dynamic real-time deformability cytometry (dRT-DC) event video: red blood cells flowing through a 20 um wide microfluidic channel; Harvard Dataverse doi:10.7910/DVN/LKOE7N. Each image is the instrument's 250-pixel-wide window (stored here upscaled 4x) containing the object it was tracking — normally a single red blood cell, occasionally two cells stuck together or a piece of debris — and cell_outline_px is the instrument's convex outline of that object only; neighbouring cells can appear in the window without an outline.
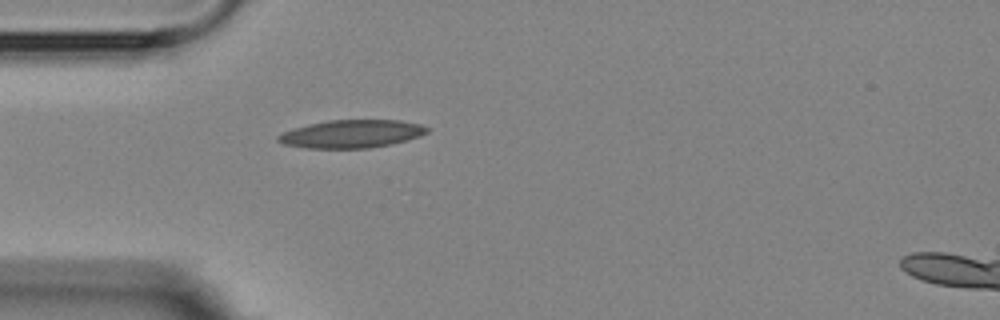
{"species": "Egyptian fruit bat (a non-hibernating species)", "species_latin": "Rousettus aegyptiacus", "temperature_condition": "room temperature", "stored_images_in_passage": 2, "camera_frame_rate_fps": 3000, "um_per_image_px": 0.085, "animal": {"sex": "female"}, "frame": {"image": 1, "passage_image": 2, "time_ms": 1.0, "image_size_px": [1000, 320], "cell_outline_px": [[428, 132], [420, 136], [392, 144], [368, 148], [308, 148], [284, 144], [276, 140], [276, 136], [292, 128], [308, 124], [328, 120], [400, 120], [420, 124], [428, 128]], "centroid_in_image_um": [29.87, 11.37], "position_along_channel_um": 55.1, "area_um2": 24.28}}